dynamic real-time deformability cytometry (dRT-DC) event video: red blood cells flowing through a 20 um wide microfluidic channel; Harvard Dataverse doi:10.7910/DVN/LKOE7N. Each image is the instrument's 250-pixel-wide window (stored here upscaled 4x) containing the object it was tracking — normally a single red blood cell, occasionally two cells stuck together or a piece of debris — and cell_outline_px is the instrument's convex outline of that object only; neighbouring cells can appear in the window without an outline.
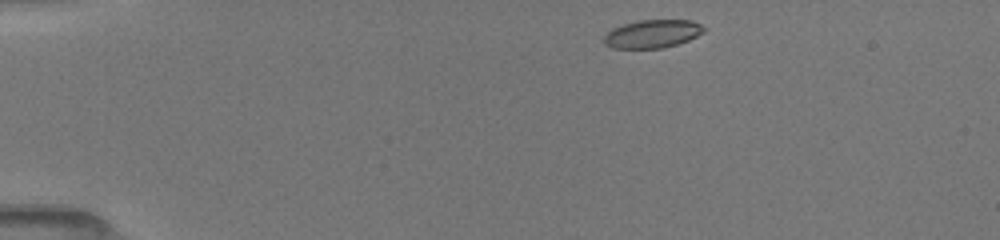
{"species": "common noctule bat (a hibernating species)", "species_latin": "Nyctalus noctula", "temperature_condition": "room temperature", "stored_images_in_passage": 43, "camera_frame_rate_fps": 3000, "um_per_image_px": 0.085, "animal": {"sex": "female", "body_mass_g": 19.5, "forearm_length_mm": 54.1}, "frame": {"image": 1, "passage_image": 1, "time_ms": 0.0, "image_size_px": [1000, 240], "cell_outline_px": [[708, 28], [704, 32], [688, 40], [676, 44], [660, 48], [612, 48], [604, 44], [604, 36], [612, 28], [624, 24], [640, 20], [692, 20]], "centroid_in_image_um": [55.47, 2.87], "position_along_channel_um": 29.5, "area_um2": 16.36}}
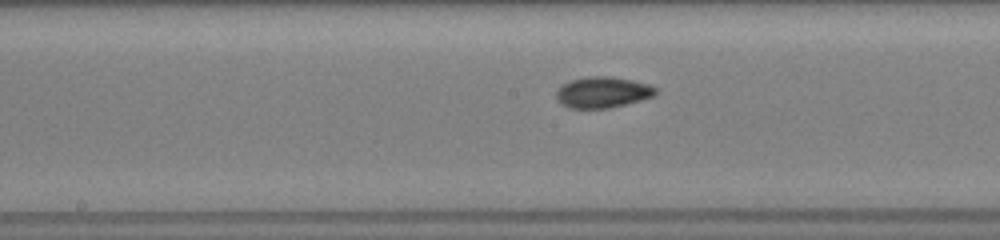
{"frame": {"image": 2, "passage_image": 19, "time_ms": 6.0, "image_size_px": [1000, 240], "cell_outline_px": [[660, 92], [652, 96], [640, 100], [608, 108], [568, 108], [560, 104], [556, 100], [556, 92], [560, 84], [572, 80], [588, 76], [608, 76], [632, 80], [648, 84], [656, 88]], "centroid_in_image_um": [51.18, 7.84], "position_along_channel_um": 197.0, "area_um2": 18.03}}
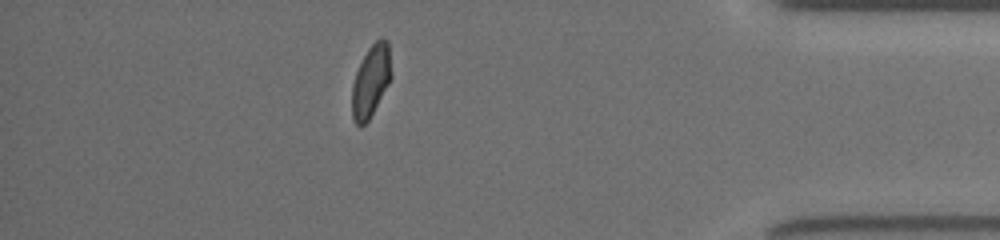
{"frame": {"image": 3, "passage_image": 37, "time_ms": 12.0, "image_size_px": [1000, 240], "cell_outline_px": [[392, 76], [388, 84], [368, 120], [360, 128], [352, 120], [352, 84], [356, 72], [368, 48], [380, 36], [388, 40]], "centroid_in_image_um": [31.52, 6.87], "position_along_channel_um": 403.7, "area_um2": 16.42}, "authors_computed_cell_mechanics": {"area_um2": 17.051, "velocity_mm_per_s": 4.0266, "shape_relaxation_time_tau1_ms": 2.2978, "shape_relaxation_time_tau2_ms": 1.4782, "deformation_change_tau1": 0.1123, "deformation_change_tau2": 0.059}}